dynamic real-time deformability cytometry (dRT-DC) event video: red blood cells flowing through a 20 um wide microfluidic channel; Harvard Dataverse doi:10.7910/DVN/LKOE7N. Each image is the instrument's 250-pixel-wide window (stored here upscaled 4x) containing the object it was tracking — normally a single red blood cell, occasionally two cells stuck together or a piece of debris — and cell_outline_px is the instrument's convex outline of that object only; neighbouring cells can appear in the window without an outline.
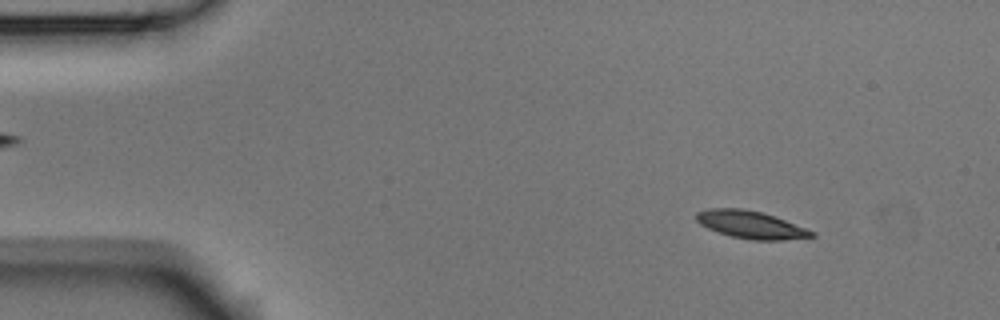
{"species": "Egyptian fruit bat (a non-hibernating species)", "species_latin": "Rousettus aegyptiacus", "temperature_condition": "room temperature", "stored_images_in_passage": 4, "camera_frame_rate_fps": 3000, "um_per_image_px": 0.085, "animal": {"sex": "male"}, "frame": {"image": 1, "passage_image": 1, "time_ms": 0.0, "image_size_px": [1000, 320], "cell_outline_px": [[816, 236], [784, 240], [752, 240], [732, 236], [716, 232], [700, 224], [696, 220], [696, 212], [708, 208], [744, 208], [760, 212], [784, 220], [816, 232]], "centroid_in_image_um": [63.79, 19.1], "position_along_channel_um": 21.2, "area_um2": 18.44}}
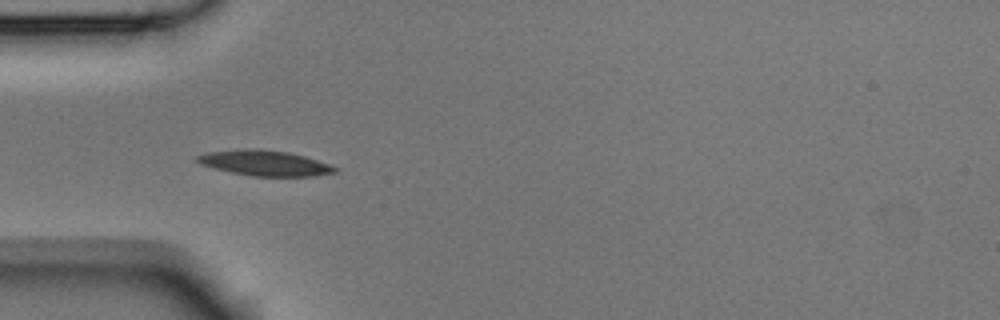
{"frame": {"image": 2, "passage_image": 3, "time_ms": 0.667, "image_size_px": [1000, 320], "cell_outline_px": [[336, 172], [316, 176], [252, 176], [212, 168], [200, 164], [196, 160], [196, 156], [208, 152], [248, 148], [256, 148], [288, 152], [304, 156], [328, 164], [336, 168]], "centroid_in_image_um": [22.47, 13.86], "position_along_channel_um": 62.5, "area_um2": 20.23}}
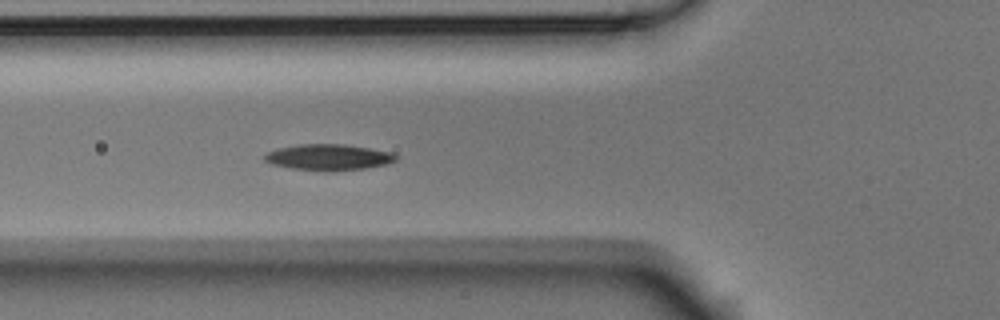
{"frame": {"image": 3, "passage_image": 4, "time_ms": 1.0, "image_size_px": [1000, 320], "cell_outline_px": [[400, 156], [396, 160], [388, 164], [364, 168], [332, 172], [292, 168], [272, 164], [264, 160], [264, 156], [268, 152], [280, 148], [300, 144], [344, 144], [392, 152]], "centroid_in_image_um": [27.98, 13.37], "position_along_channel_um": 97.8, "area_um2": 19.94}}